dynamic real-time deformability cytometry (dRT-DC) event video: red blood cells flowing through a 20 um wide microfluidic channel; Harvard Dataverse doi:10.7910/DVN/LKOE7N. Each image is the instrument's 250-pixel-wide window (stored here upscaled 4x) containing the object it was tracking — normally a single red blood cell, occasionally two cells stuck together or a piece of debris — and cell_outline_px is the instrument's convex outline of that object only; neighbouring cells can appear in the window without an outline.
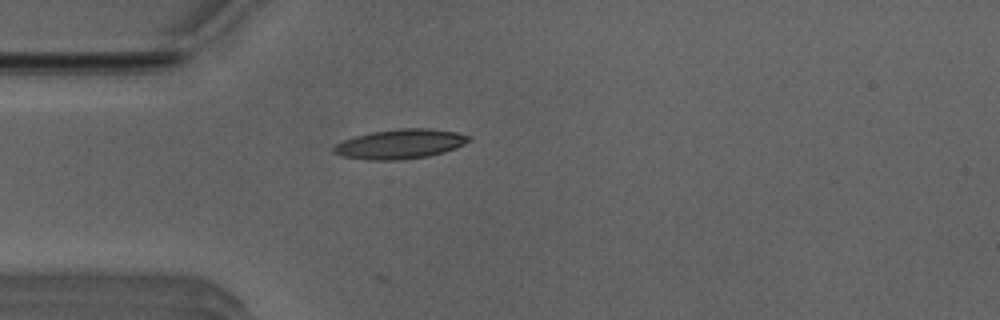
{"species": "Egyptian fruit bat (a non-hibernating species)", "species_latin": "Rousettus aegyptiacus", "temperature_condition": "room temperature", "stored_images_in_passage": 33, "camera_frame_rate_fps": 3000, "um_per_image_px": 0.085, "animal": {"sex": "male"}, "frame": {"image": 1, "passage_image": 2, "time_ms": 0.333, "image_size_px": [1000, 320], "cell_outline_px": [[472, 140], [456, 148], [444, 152], [428, 156], [400, 160], [368, 160], [344, 156], [332, 152], [332, 148], [336, 144], [344, 140], [356, 136], [372, 132], [396, 128], [424, 128], [456, 132], [468, 136]], "centroid_in_image_um": [34.01, 12.24], "position_along_channel_um": 51.0, "area_um2": 23.18}}
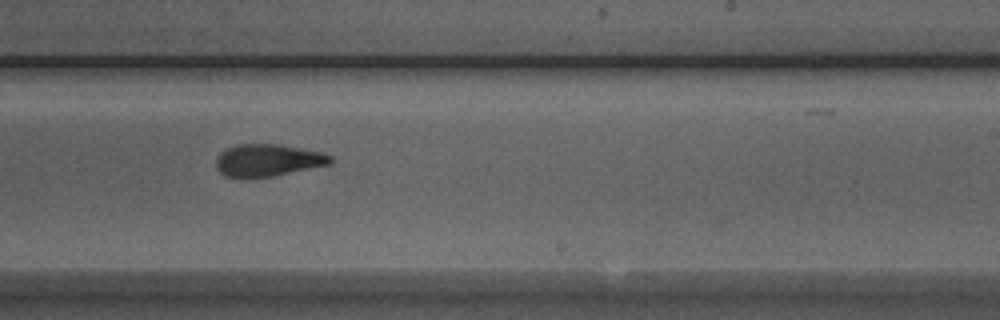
{"frame": {"image": 2, "passage_image": 19, "time_ms": 6.0, "image_size_px": [1000, 320], "cell_outline_px": [[332, 164], [272, 176], [224, 176], [216, 168], [216, 160], [220, 152], [224, 148], [236, 144], [276, 144], [320, 152], [332, 156]], "centroid_in_image_um": [22.75, 13.6], "position_along_channel_um": 266.3, "area_um2": 21.15}}
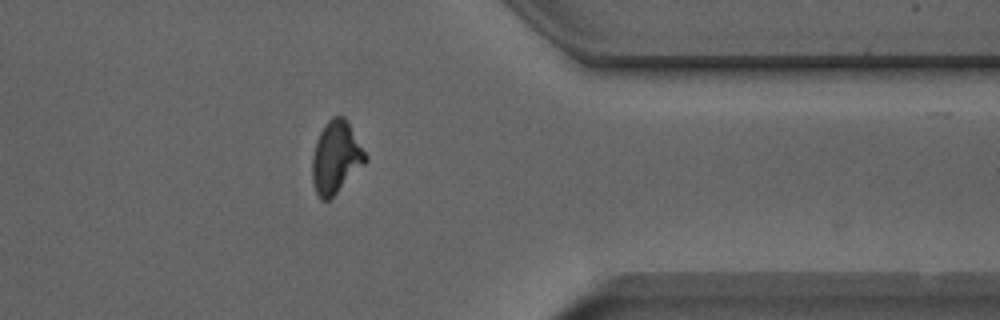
{"frame": {"image": 3, "passage_image": 29, "time_ms": 9.333, "image_size_px": [1000, 320], "cell_outline_px": [[368, 156], [364, 164], [328, 200], [320, 200], [316, 192], [312, 180], [312, 156], [316, 140], [324, 124], [332, 116], [344, 116], [348, 120]], "centroid_in_image_um": [28.55, 13.32], "position_along_channel_um": 382.9, "area_um2": 22.31}, "authors_computed_cell_mechanics": {"area_um2": 22.0218, "velocity_mm_per_s": 3.9442, "shape_relaxation_time_tau1_ms": 8.6494, "shape_relaxation_time_tau2_ms": 1.8028, "deformation_change_tau1": 0.2314, "deformation_change_tau2": 0.0899}}